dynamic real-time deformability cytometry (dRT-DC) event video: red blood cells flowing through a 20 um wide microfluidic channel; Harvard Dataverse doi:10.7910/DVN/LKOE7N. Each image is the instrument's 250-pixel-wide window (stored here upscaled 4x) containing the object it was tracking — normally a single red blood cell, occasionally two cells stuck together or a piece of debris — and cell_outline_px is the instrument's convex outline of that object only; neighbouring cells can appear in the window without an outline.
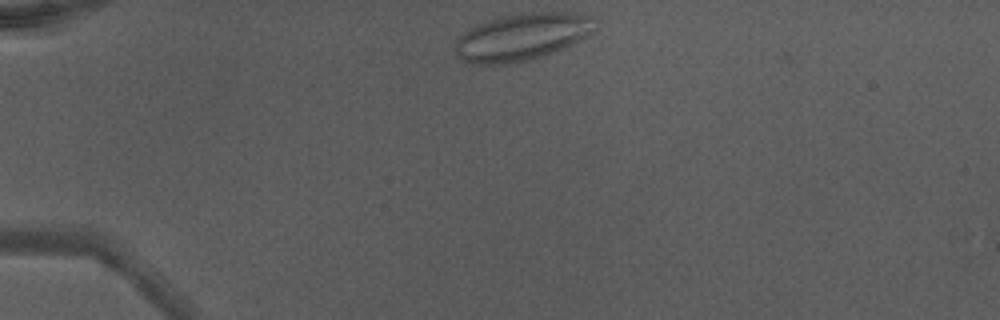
{"species": "Egyptian fruit bat (a non-hibernating species)", "species_latin": "Rousettus aegyptiacus", "temperature_condition": "warm", "stored_images_in_passage": 37, "camera_frame_rate_fps": 3000, "um_per_image_px": 0.085, "animal": {"sex": "male"}, "frame": {"image": 1, "passage_image": 1, "time_ms": 0.0, "image_size_px": [1000, 320], "cell_outline_px": [[596, 28], [588, 36], [564, 48], [516, 64], [476, 64], [460, 60], [456, 52], [456, 40], [460, 32], [484, 20], [512, 12], [568, 12], [592, 16]], "centroid_in_image_um": [44.32, 3.11], "position_along_channel_um": 40.7, "area_um2": 39.13}}
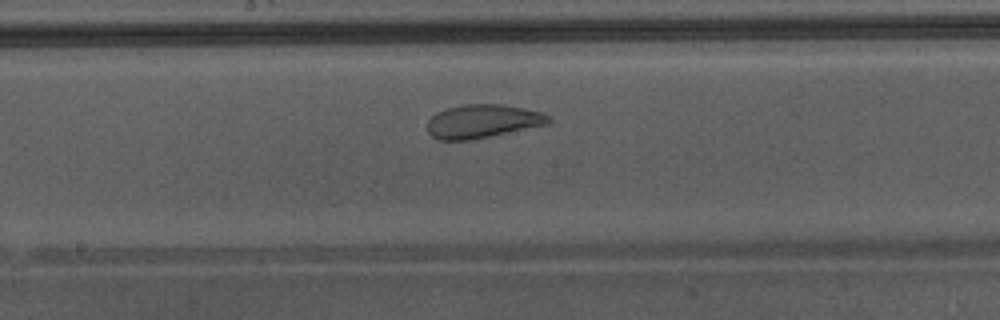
{"frame": {"image": 2, "passage_image": 16, "time_ms": 5.0, "image_size_px": [1000, 320], "cell_outline_px": [[552, 120], [548, 124], [468, 140], [436, 140], [428, 132], [428, 120], [436, 112], [444, 108], [460, 104], [500, 104], [524, 108], [540, 112], [548, 116]], "centroid_in_image_um": [40.97, 10.29], "position_along_channel_um": 207.2, "area_um2": 23.58}, "authors_computed_cell_mechanics": {"area_um2": 28.2642, "velocity_mm_per_s": 4.3423, "shape_relaxation_time_tau1_ms": null, "shape_relaxation_time_tau2_ms": 0.7349, "deformation_change_tau1": null, "deformation_change_tau2": 0.075}}